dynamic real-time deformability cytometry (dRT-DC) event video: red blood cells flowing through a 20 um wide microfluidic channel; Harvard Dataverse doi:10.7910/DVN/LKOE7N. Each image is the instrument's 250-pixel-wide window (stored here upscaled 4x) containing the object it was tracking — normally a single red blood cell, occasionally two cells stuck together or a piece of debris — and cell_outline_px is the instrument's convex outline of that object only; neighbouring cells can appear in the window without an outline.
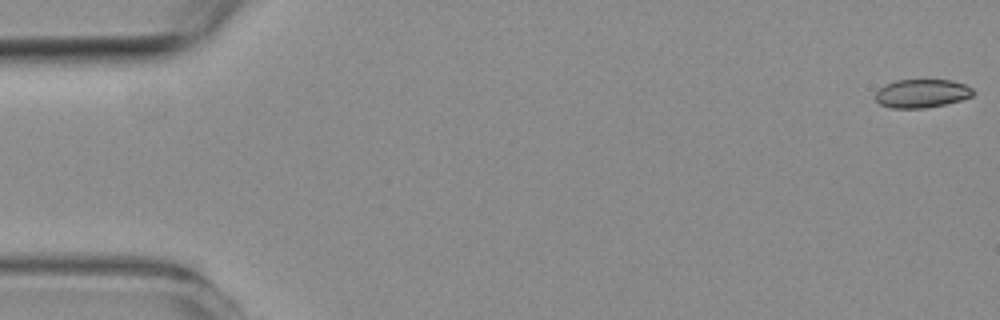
{"species": "common noctule bat (a hibernating species)", "species_latin": "Nyctalus noctula", "temperature_condition": "room temperature", "stored_images_in_passage": 6, "camera_frame_rate_fps": 3000, "um_per_image_px": 0.085, "animal": {"sex": "female", "body_mass_g": 19.3, "forearm_length_mm": 54.1}, "frame": {"image": 1, "passage_image": 1, "time_ms": 0.0, "image_size_px": [1000, 320], "cell_outline_px": [[976, 92], [972, 96], [960, 100], [944, 104], [924, 108], [892, 108], [880, 104], [876, 100], [876, 92], [884, 84], [896, 80], [952, 80], [964, 84], [972, 88]], "centroid_in_image_um": [78.36, 7.93], "position_along_channel_um": 6.6, "area_um2": 16.18}}